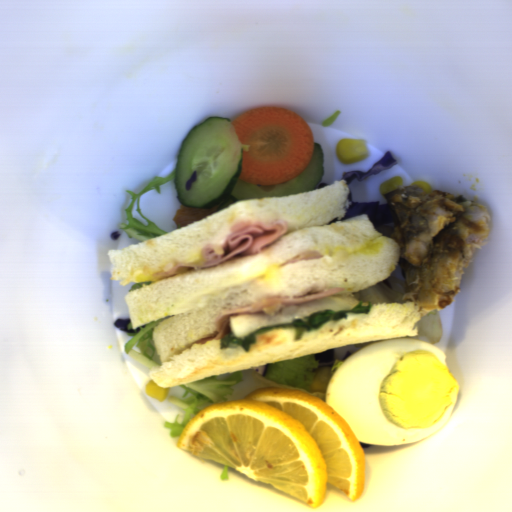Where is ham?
<instances>
[{"mask_svg":"<svg viewBox=\"0 0 512 512\" xmlns=\"http://www.w3.org/2000/svg\"><path fill=\"white\" fill-rule=\"evenodd\" d=\"M286 220L236 222L228 230L226 241L222 244V253L215 246H207L202 256L203 263H178L169 271H156L153 277L175 275L180 269L202 270L213 268L228 261L258 252L268 244L288 234Z\"/></svg>","mask_w":512,"mask_h":512,"instance_id":"37f43c06","label":"ham"},{"mask_svg":"<svg viewBox=\"0 0 512 512\" xmlns=\"http://www.w3.org/2000/svg\"><path fill=\"white\" fill-rule=\"evenodd\" d=\"M345 289L343 287L329 288L318 292H313L297 296H274L267 299L260 300L250 305L243 307L222 311L216 318L215 328L216 332L211 337H205L197 343H206L213 340H220L227 336L229 332V319L236 315L243 314H261V315H274L279 309L283 307H294L299 305L308 304L318 300H322L334 296Z\"/></svg>","mask_w":512,"mask_h":512,"instance_id":"09b19980","label":"ham"},{"mask_svg":"<svg viewBox=\"0 0 512 512\" xmlns=\"http://www.w3.org/2000/svg\"><path fill=\"white\" fill-rule=\"evenodd\" d=\"M321 257H324L323 254L317 252V251H309V252H303L295 257H293L292 259L286 261L285 263L281 264V265H287V264H291V263H294V262H298V261H304V260H310V259H319Z\"/></svg>","mask_w":512,"mask_h":512,"instance_id":"d13d27c6","label":"ham"}]
</instances>
